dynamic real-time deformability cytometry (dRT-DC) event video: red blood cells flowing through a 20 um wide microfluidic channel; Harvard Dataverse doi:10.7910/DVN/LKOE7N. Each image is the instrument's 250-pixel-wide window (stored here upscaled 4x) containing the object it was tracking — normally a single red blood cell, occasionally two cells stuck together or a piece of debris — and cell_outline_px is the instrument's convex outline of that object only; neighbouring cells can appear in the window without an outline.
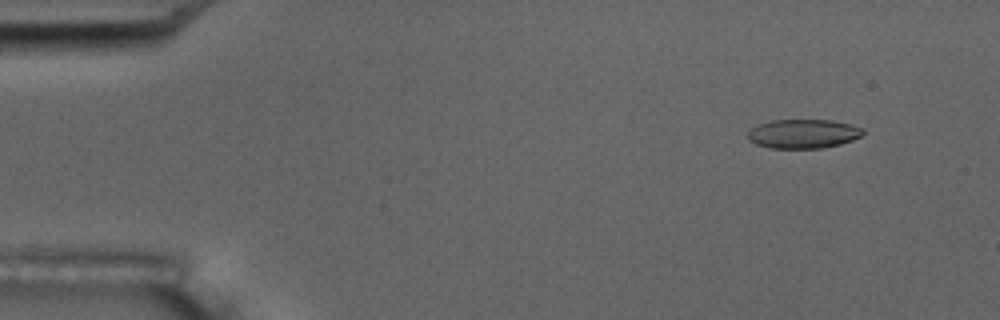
{"species": "common noctule bat (a hibernating species)", "species_latin": "Nyctalus noctula", "temperature_condition": "room temperature", "stored_images_in_passage": 5, "camera_frame_rate_fps": 3000, "um_per_image_px": 0.085, "animal": {"sex": "male", "body_mass_g": 17.5, "forearm_length_mm": 52.3}, "frame": {"image": 1, "passage_image": 2, "time_ms": 1.0, "image_size_px": [1000, 320], "cell_outline_px": [[864, 132], [860, 136], [852, 140], [840, 144], [820, 148], [768, 148], [756, 144], [748, 140], [748, 132], [752, 128], [760, 124], [772, 120], [832, 120], [852, 124], [864, 128]], "centroid_in_image_um": [68.29, 11.37], "position_along_channel_um": 16.7, "area_um2": 19.54}}